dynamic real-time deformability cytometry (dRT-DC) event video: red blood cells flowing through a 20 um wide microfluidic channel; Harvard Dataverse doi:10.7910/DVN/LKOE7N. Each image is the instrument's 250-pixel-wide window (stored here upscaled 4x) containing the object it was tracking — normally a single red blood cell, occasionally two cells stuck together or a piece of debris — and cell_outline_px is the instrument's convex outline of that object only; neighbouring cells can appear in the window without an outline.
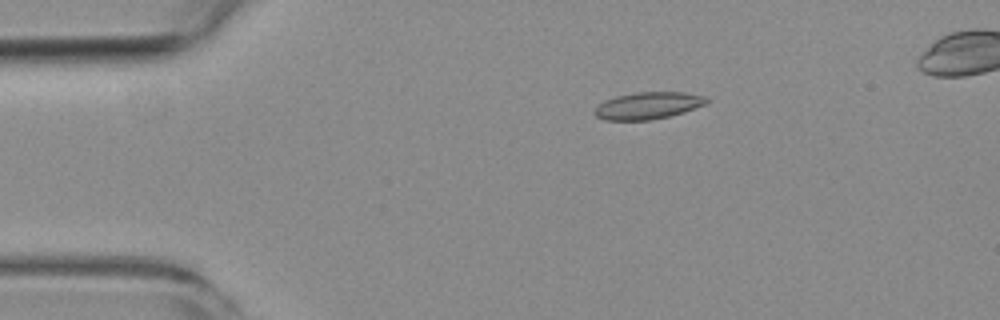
{"species": "common noctule bat (a hibernating species)", "species_latin": "Nyctalus noctula", "temperature_condition": "room temperature", "stored_images_in_passage": 7, "camera_frame_rate_fps": 3000, "um_per_image_px": 0.085, "animal": {"sex": "female", "body_mass_g": 19.3, "forearm_length_mm": 54.1}, "frame": {"image": 1, "passage_image": 3, "time_ms": 2.333, "image_size_px": [1000, 320], "cell_outline_px": [[708, 100], [704, 104], [684, 112], [668, 116], [648, 120], [604, 120], [596, 116], [592, 112], [600, 104], [616, 96], [636, 92], [684, 92], [708, 96]], "centroid_in_image_um": [55.09, 8.97], "position_along_channel_um": 29.9, "area_um2": 17.46}}
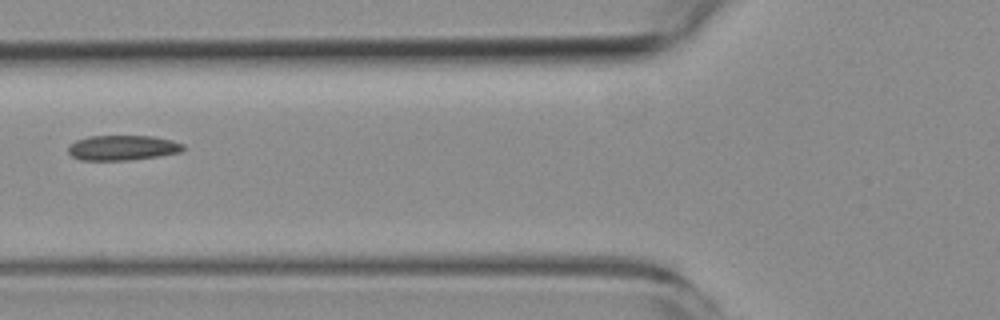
{"frame": {"image": 2, "passage_image": 6, "time_ms": 6.0, "image_size_px": [1000, 320], "cell_outline_px": [[184, 148], [180, 152], [156, 156], [128, 160], [80, 160], [72, 156], [68, 152], [68, 144], [76, 140], [88, 136], [152, 136], [172, 140], [184, 144]], "centroid_in_image_um": [10.38, 12.55], "position_along_channel_um": 115.4, "area_um2": 16.76}}
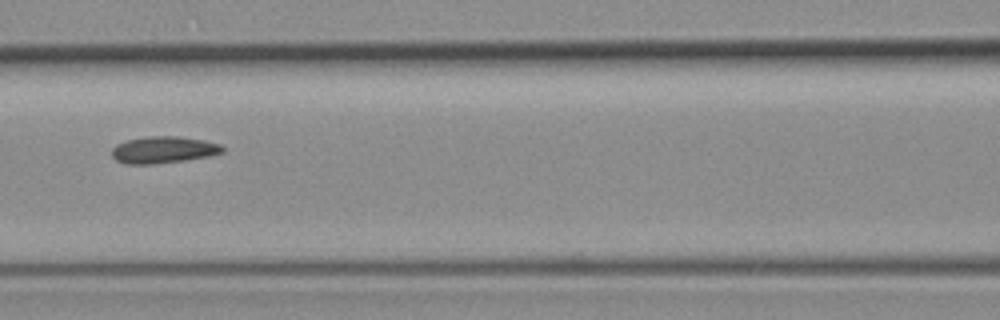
{"frame": {"image": 3, "passage_image": 7, "time_ms": 7.0, "image_size_px": [1000, 320], "cell_outline_px": [[224, 152], [208, 156], [184, 160], [152, 164], [128, 164], [116, 160], [112, 156], [112, 148], [116, 144], [128, 140], [148, 136], [180, 136], [204, 140], [220, 144], [224, 148]], "centroid_in_image_um": [13.89, 12.72], "position_along_channel_um": 152.7, "area_um2": 17.22}}